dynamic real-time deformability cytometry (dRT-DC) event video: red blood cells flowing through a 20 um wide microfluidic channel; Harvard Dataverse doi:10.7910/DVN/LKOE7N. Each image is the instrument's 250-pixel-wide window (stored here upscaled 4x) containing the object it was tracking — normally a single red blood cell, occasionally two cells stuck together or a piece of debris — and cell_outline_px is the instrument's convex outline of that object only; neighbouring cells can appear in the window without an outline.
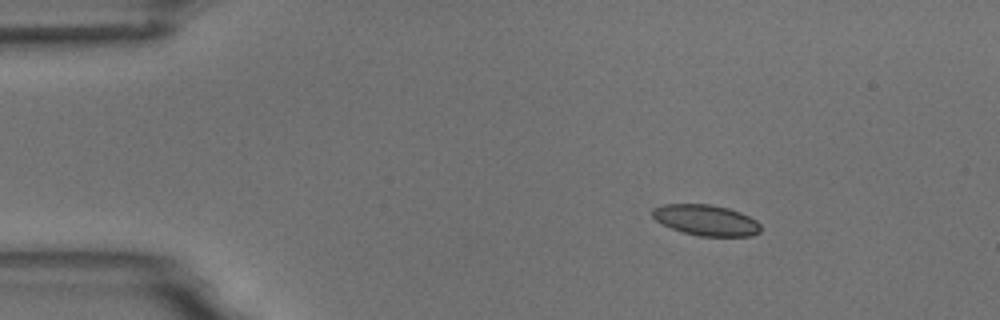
{"species": "common noctule bat (a hibernating species)", "species_latin": "Nyctalus noctula", "temperature_condition": "room temperature", "stored_images_in_passage": 3, "camera_frame_rate_fps": 3000, "um_per_image_px": 0.085, "animal": {"sex": "male", "body_mass_g": 18.8}, "frame": {"image": 1, "passage_image": 1, "time_ms": 0.0, "image_size_px": [1000, 320], "cell_outline_px": [[760, 232], [752, 236], [700, 236], [684, 232], [672, 228], [656, 220], [652, 216], [652, 208], [664, 204], [708, 204], [728, 208], [740, 212], [756, 220], [760, 224]], "centroid_in_image_um": [60.02, 18.71], "position_along_channel_um": 25.0, "area_um2": 19.31}}